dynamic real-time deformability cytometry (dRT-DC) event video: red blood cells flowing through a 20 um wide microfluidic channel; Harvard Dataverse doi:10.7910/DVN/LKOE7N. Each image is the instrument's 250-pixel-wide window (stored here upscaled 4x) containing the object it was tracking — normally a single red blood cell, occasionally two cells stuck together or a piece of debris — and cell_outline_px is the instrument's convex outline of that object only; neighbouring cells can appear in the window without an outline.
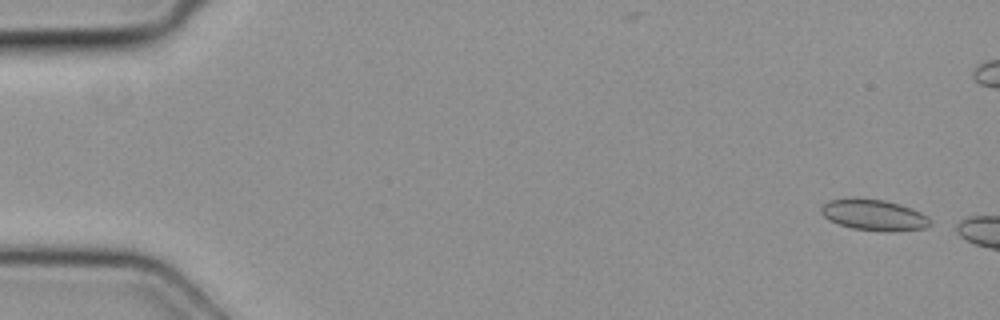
{"species": "common noctule bat (a hibernating species)", "species_latin": "Nyctalus noctula", "temperature_condition": "cold", "stored_images_in_passage": 4, "camera_frame_rate_fps": 3000, "um_per_image_px": 0.085, "animal": {"sex": "female", "body_mass_g": 19.3, "forearm_length_mm": 54.1}, "frame": {"image": 1, "passage_image": 1, "time_ms": 0.0, "image_size_px": [1000, 320], "cell_outline_px": [[932, 224], [924, 228], [888, 232], [852, 228], [828, 220], [820, 212], [820, 208], [828, 200], [884, 200], [900, 204], [912, 208], [928, 216], [932, 220]], "centroid_in_image_um": [74.34, 18.3], "position_along_channel_um": 10.7, "area_um2": 19.31}}